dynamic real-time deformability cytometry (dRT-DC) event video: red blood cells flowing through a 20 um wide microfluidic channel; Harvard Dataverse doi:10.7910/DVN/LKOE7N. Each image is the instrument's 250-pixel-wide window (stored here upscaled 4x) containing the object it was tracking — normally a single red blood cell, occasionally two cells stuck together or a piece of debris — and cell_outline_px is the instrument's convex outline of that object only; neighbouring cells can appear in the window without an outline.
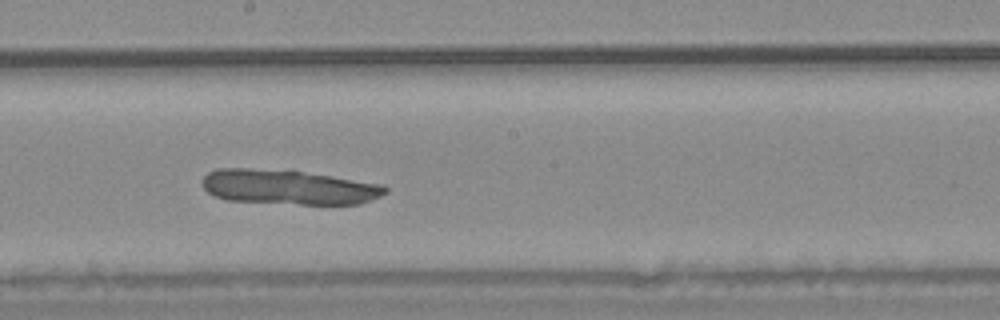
{"species": "common noctule bat (a hibernating species)", "species_latin": "Nyctalus noctula", "temperature_condition": "warm", "stored_images_in_passage": 43, "camera_frame_rate_fps": 3000, "um_per_image_px": 0.085, "animal": {"sex": "male", "body_mass_g": 20.4}, "frame": {"image": 1, "passage_image": 22, "time_ms": 7.0, "image_size_px": [1000, 320], "cell_outline_px": [[388, 192], [380, 196], [360, 204], [300, 204], [228, 200], [216, 196], [208, 192], [204, 188], [204, 176], [208, 172], [216, 168], [248, 168], [300, 172], [332, 176], [384, 184], [388, 188]], "centroid_in_image_um": [24.56, 15.91], "position_along_channel_um": 223.6, "area_um2": 36.7}}